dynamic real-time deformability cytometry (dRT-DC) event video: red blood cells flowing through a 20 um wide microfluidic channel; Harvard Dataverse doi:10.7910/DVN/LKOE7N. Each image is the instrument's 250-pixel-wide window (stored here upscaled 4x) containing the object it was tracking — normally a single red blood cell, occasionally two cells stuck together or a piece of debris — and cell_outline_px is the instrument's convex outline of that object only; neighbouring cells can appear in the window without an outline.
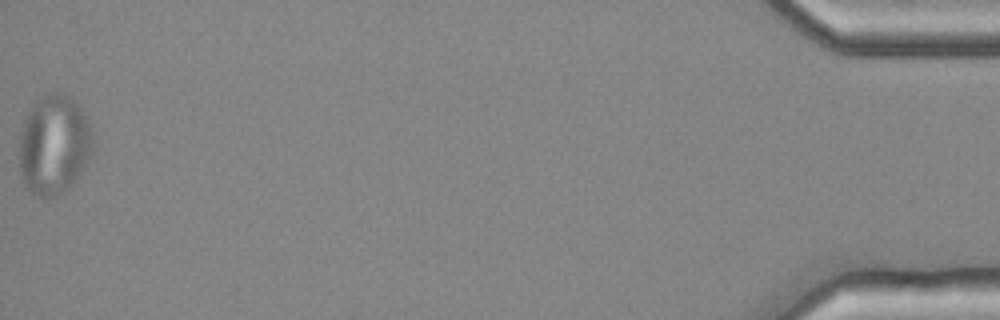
{"species": "common noctule bat (a hibernating species)", "species_latin": "Nyctalus noctula", "temperature_condition": "cold", "stored_images_in_passage": 55, "segment_of_instrument_passage": [2, 2], "camera_frame_rate_fps": 3000, "um_per_image_px": 0.085, "animal": {"sex": "female", "body_mass_g": 25.1}, "frame": {"image": 1, "passage_image": 55, "time_ms": 18.0, "image_size_px": [1000, 320], "cell_outline_px": [[92, 152], [76, 180], [68, 188], [52, 196], [40, 196], [32, 192], [24, 184], [20, 172], [20, 132], [24, 120], [32, 104], [36, 100], [48, 92], [64, 92], [72, 96], [84, 112], [92, 132]], "centroid_in_image_um": [4.59, 12.24], "position_along_channel_um": 430.6, "area_um2": 42.71}}